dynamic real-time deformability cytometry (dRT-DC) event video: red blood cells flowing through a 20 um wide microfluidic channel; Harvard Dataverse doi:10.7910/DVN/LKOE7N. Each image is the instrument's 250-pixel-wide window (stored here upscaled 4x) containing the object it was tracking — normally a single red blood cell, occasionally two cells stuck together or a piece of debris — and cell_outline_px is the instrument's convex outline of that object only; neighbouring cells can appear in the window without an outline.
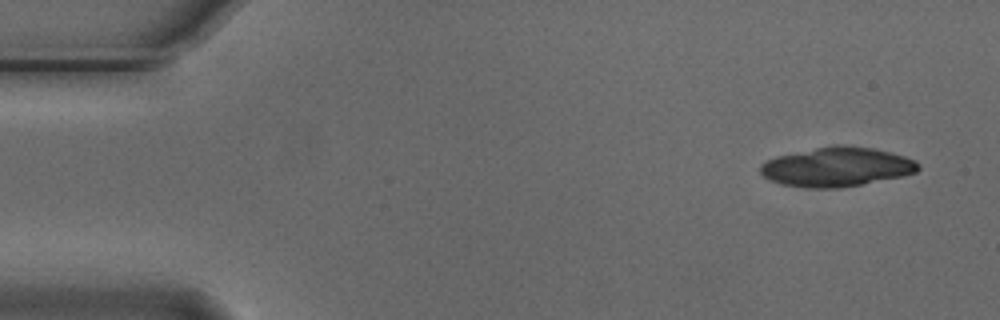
{"species": "Egyptian fruit bat (a non-hibernating species)", "species_latin": "Rousettus aegyptiacus", "temperature_condition": "cold", "stored_images_in_passage": 4, "camera_frame_rate_fps": 3000, "um_per_image_px": 0.085, "animal": {"sex": "male"}, "frame": {"image": 1, "passage_image": 1, "time_ms": 0.0, "image_size_px": [1000, 320], "cell_outline_px": [[920, 168], [916, 172], [904, 176], [840, 188], [808, 188], [780, 184], [768, 180], [760, 172], [760, 164], [776, 156], [832, 144], [836, 144], [872, 148], [904, 156], [916, 160], [920, 164]], "centroid_in_image_um": [71.12, 14.19], "position_along_channel_um": 13.9, "area_um2": 36.36}}